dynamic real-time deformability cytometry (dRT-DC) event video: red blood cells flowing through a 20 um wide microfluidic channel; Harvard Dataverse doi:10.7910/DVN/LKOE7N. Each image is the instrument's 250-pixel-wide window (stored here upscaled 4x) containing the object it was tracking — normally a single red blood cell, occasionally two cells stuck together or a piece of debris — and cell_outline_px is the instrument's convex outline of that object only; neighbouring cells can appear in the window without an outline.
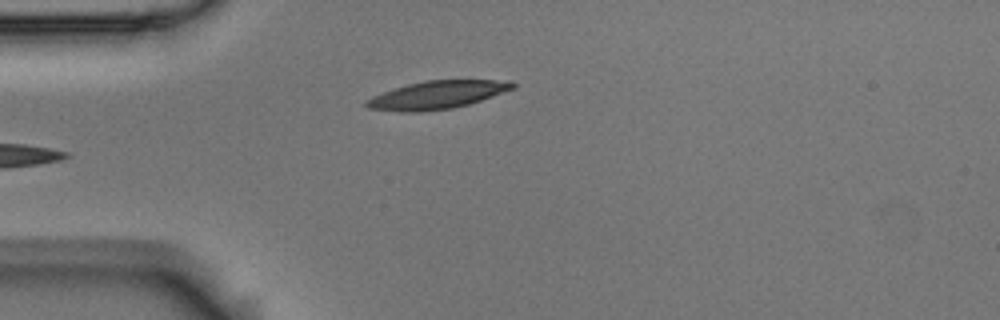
{"species": "Egyptian fruit bat (a non-hibernating species)", "species_latin": "Rousettus aegyptiacus", "temperature_condition": "room temperature", "stored_images_in_passage": 5, "camera_frame_rate_fps": 3000, "um_per_image_px": 0.085, "animal": {"sex": "male"}, "frame": {"image": 1, "passage_image": 5, "time_ms": 1.333, "image_size_px": [1000, 320], "cell_outline_px": [[516, 88], [468, 104], [452, 108], [420, 112], [400, 112], [368, 108], [364, 104], [364, 100], [372, 96], [408, 84], [424, 80], [512, 80], [516, 84]], "centroid_in_image_um": [37.16, 8.06], "position_along_channel_um": 47.8, "area_um2": 23.87}}